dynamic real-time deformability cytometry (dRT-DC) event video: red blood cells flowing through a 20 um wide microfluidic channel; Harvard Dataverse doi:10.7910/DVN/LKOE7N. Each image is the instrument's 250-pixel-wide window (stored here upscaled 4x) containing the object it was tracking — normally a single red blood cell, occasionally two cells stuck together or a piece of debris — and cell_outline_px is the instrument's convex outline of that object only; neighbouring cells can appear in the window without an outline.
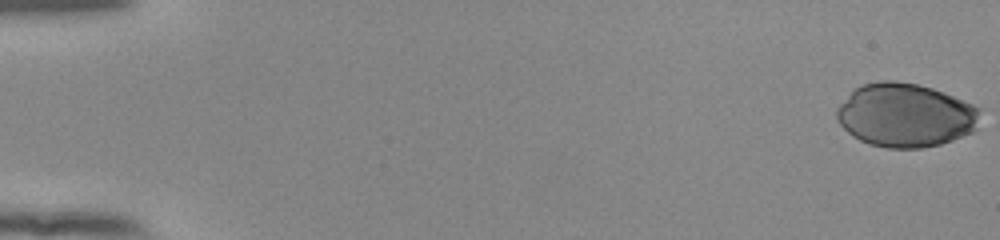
{"species": "human", "species_latin": "Homo sapiens", "temperature_condition": "room temperature", "stored_images_in_passage": 46, "camera_frame_rate_fps": 3000, "um_per_image_px": 0.085, "donor": {"sex": "female"}, "frame": {"image": 1, "passage_image": 1, "time_ms": 0.0, "image_size_px": [1000, 240], "cell_outline_px": [[980, 108], [976, 128], [972, 132], [952, 140], [940, 144], [920, 148], [888, 148], [868, 144], [852, 136], [836, 120], [836, 108], [856, 88], [864, 84], [880, 80], [892, 80], [916, 84], [932, 88], [944, 92], [972, 104]], "centroid_in_image_um": [76.94, 9.8], "position_along_channel_um": 8.1, "area_um2": 53.06}}
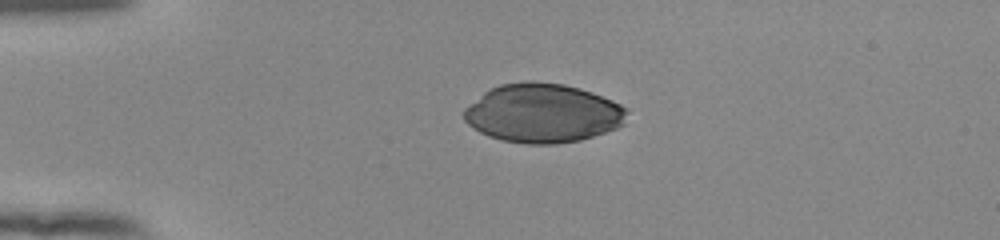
{"frame": {"image": 2, "passage_image": 14, "time_ms": 4.333, "image_size_px": [1000, 240], "cell_outline_px": [[628, 112], [624, 124], [616, 128], [580, 140], [556, 144], [528, 144], [504, 140], [488, 136], [480, 132], [468, 124], [464, 120], [464, 108], [484, 92], [500, 84], [528, 80], [564, 84], [580, 88], [592, 92], [612, 100], [628, 108]], "centroid_in_image_um": [46.15, 9.61], "position_along_channel_um": 38.9, "area_um2": 56.07}}